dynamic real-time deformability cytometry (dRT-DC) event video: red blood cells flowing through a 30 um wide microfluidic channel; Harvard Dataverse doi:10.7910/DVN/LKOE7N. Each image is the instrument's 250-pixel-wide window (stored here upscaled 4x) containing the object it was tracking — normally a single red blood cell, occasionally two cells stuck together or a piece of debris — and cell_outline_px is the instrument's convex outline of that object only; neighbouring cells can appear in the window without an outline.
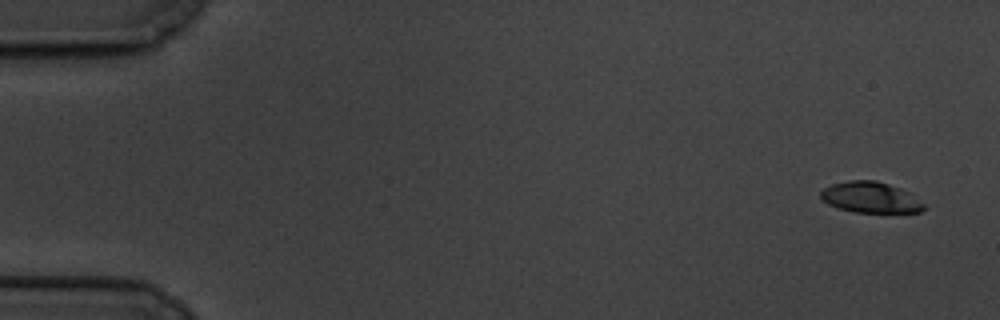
{"species": "common noctule bat (a hibernating species)", "species_latin": "Nyctalus noctula", "temperature_condition": "cold", "stored_images_in_passage": 10, "camera_frame_rate_fps": 3000, "um_per_image_px": 0.085, "animal": {"sex": "male", "body_mass_g": 19.5, "forearm_length_mm": 54.6}, "frame": {"image": 1, "passage_image": 1, "time_ms": 0.0, "image_size_px": [1000, 320], "cell_outline_px": [[928, 208], [920, 212], [856, 212], [836, 208], [828, 204], [820, 196], [820, 192], [824, 188], [832, 184], [848, 180], [876, 180], [900, 188], [908, 192], [924, 204]], "centroid_in_image_um": [73.99, 16.78], "position_along_channel_um": 11.0, "area_um2": 18.55}}
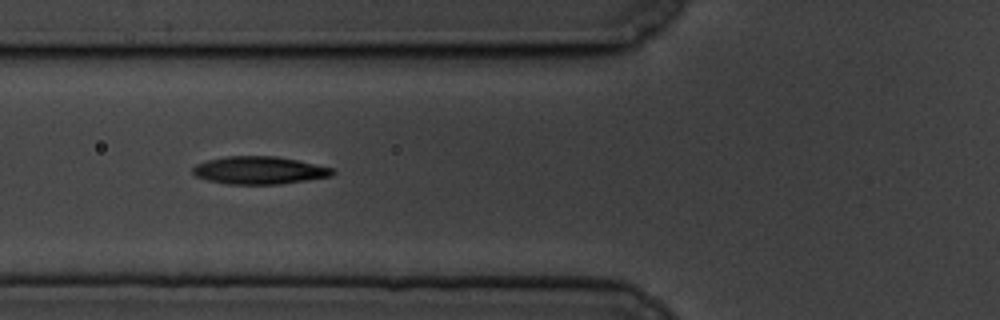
{"frame": {"image": 2, "passage_image": 7, "time_ms": 6.667, "image_size_px": [1000, 320], "cell_outline_px": [[336, 172], [332, 176], [280, 184], [228, 184], [208, 180], [196, 176], [192, 172], [192, 168], [196, 164], [208, 160], [228, 156], [276, 156], [296, 160], [332, 168]], "centroid_in_image_um": [22.03, 14.48], "position_along_channel_um": 103.8, "area_um2": 22.37}}
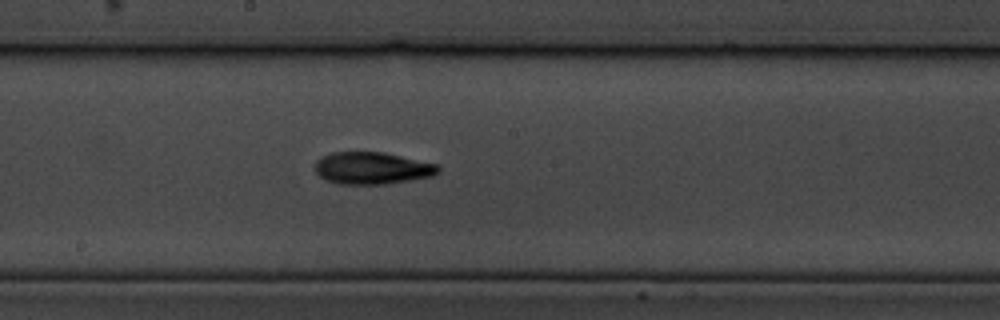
{"frame": {"image": 3, "passage_image": 10, "time_ms": 10.0, "image_size_px": [1000, 320], "cell_outline_px": [[440, 172], [432, 176], [384, 184], [340, 184], [324, 180], [316, 172], [316, 160], [332, 152], [384, 152], [436, 164], [440, 168]], "centroid_in_image_um": [31.62, 14.29], "position_along_channel_um": 216.6, "area_um2": 22.89}}